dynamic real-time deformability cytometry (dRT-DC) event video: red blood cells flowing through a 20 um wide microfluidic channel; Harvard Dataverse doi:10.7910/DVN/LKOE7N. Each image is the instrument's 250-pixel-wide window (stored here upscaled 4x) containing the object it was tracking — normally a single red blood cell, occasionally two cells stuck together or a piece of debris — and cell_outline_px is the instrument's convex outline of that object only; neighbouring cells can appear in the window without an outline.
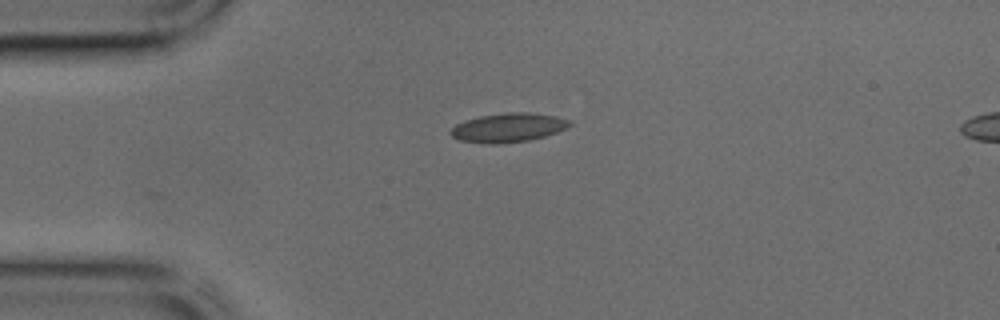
{"species": "common noctule bat (a hibernating species)", "species_latin": "Nyctalus noctula", "temperature_condition": "cold", "stored_images_in_passage": 34, "camera_frame_rate_fps": 3000, "um_per_image_px": 0.085, "animal": {"sex": "male", "body_mass_g": 17.9, "forearm_length_mm": 54.2}, "frame": {"image": 1, "passage_image": 1, "time_ms": 0.0, "image_size_px": [1000, 320], "cell_outline_px": [[572, 124], [568, 128], [544, 136], [528, 140], [496, 144], [488, 144], [460, 140], [452, 136], [448, 132], [456, 124], [464, 120], [480, 116], [508, 112], [528, 112], [556, 116], [572, 120]], "centroid_in_image_um": [43.21, 10.84], "position_along_channel_um": 41.8, "area_um2": 20.17}}
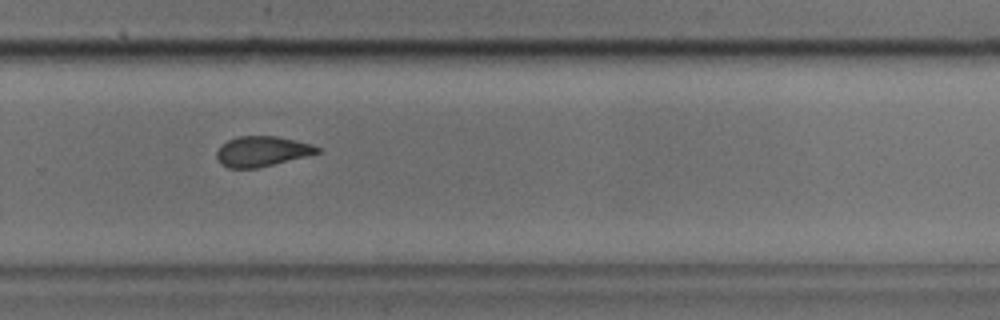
{"frame": {"image": 2, "passage_image": 20, "time_ms": 6.333, "image_size_px": [1000, 320], "cell_outline_px": [[320, 152], [256, 168], [228, 168], [220, 164], [216, 156], [216, 152], [228, 140], [240, 136], [276, 136], [312, 144], [320, 148]], "centroid_in_image_um": [22.24, 12.86], "position_along_channel_um": 307.6, "area_um2": 17.34}}
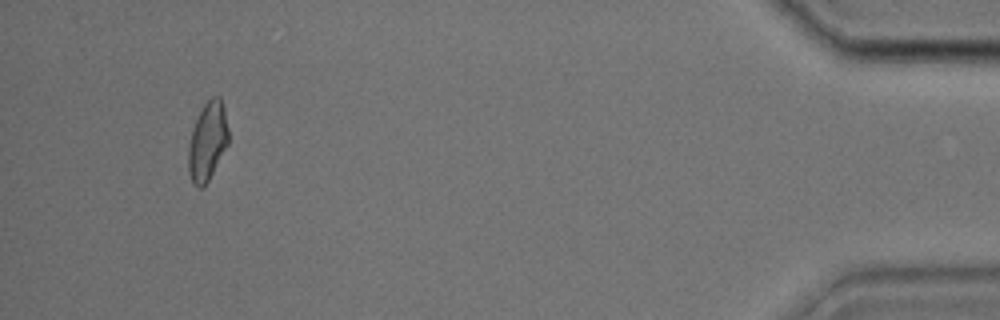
{"frame": {"image": 3, "passage_image": 32, "time_ms": 10.333, "image_size_px": [1000, 320], "cell_outline_px": [[228, 144], [204, 188], [200, 188], [192, 184], [188, 172], [188, 144], [192, 128], [204, 104], [212, 96], [220, 96], [224, 108], [228, 128]], "centroid_in_image_um": [17.62, 12.04], "position_along_channel_um": 417.6, "area_um2": 18.44}}